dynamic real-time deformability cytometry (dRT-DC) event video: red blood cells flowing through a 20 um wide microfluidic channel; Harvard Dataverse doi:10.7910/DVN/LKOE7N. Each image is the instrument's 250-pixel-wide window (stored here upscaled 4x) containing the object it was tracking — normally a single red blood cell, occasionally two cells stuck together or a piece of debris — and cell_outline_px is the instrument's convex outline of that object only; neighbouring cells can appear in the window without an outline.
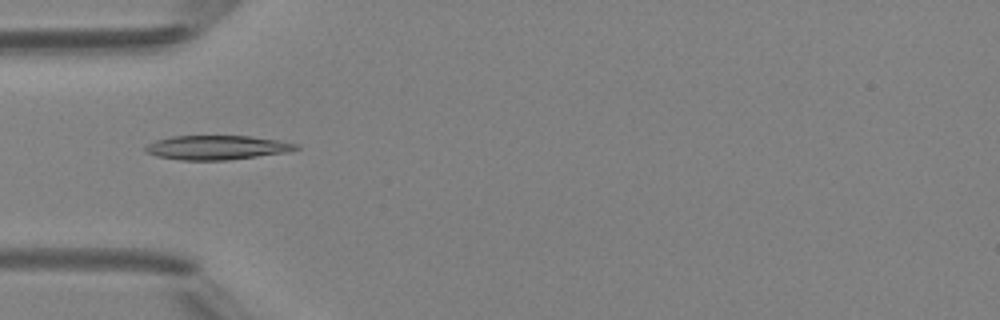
{"species": "Egyptian fruit bat (a non-hibernating species)", "species_latin": "Rousettus aegyptiacus", "temperature_condition": "room temperature", "stored_images_in_passage": 5, "camera_frame_rate_fps": 3000, "um_per_image_px": 0.085, "animal": {"sex": "female"}, "frame": {"image": 1, "passage_image": 4, "time_ms": 3.667, "image_size_px": [1000, 320], "cell_outline_px": [[300, 148], [284, 152], [228, 160], [180, 160], [156, 156], [144, 152], [144, 148], [148, 144], [156, 140], [172, 136], [252, 136], [300, 144]], "centroid_in_image_um": [18.39, 12.54], "position_along_channel_um": 66.6, "area_um2": 21.15}}
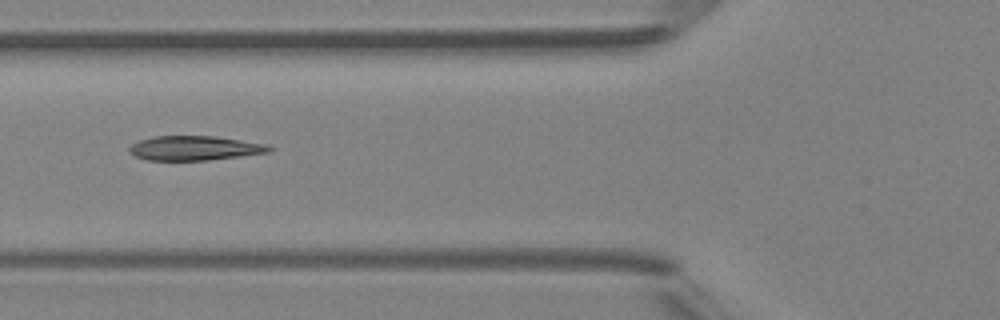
{"frame": {"image": 2, "passage_image": 5, "time_ms": 4.667, "image_size_px": [1000, 320], "cell_outline_px": [[272, 148], [268, 152], [208, 160], [148, 160], [136, 156], [128, 148], [132, 144], [140, 140], [152, 136], [216, 136], [264, 144]], "centroid_in_image_um": [16.5, 12.58], "position_along_channel_um": 109.3, "area_um2": 19.54}}